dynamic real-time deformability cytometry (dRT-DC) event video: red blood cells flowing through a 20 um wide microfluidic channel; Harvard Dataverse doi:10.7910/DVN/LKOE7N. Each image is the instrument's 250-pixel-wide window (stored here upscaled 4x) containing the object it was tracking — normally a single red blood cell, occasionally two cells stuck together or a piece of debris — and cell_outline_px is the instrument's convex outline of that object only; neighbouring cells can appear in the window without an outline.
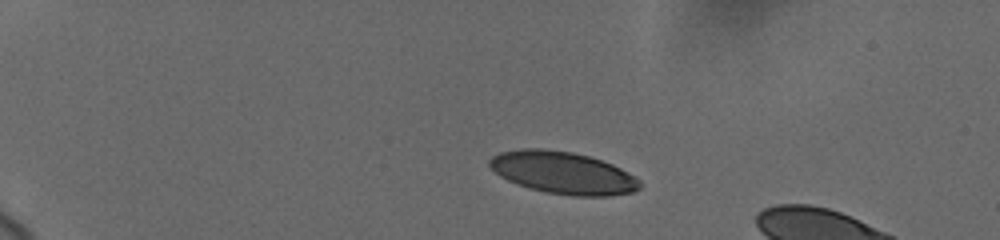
{"species": "human", "species_latin": "Homo sapiens", "temperature_condition": "cold", "stored_images_in_passage": 19, "camera_frame_rate_fps": 3000, "um_per_image_px": 0.085, "donor": {"sex": "female"}, "frame": {"image": 1, "passage_image": 3, "time_ms": 2.0, "image_size_px": [1000, 240], "cell_outline_px": [[640, 188], [632, 192], [608, 196], [572, 196], [548, 192], [528, 188], [516, 184], [500, 176], [488, 164], [488, 160], [492, 156], [500, 152], [520, 148], [544, 148], [572, 152], [588, 156], [612, 164], [628, 172], [640, 180]], "centroid_in_image_um": [47.83, 14.68], "position_along_channel_um": 37.2, "area_um2": 36.99}}
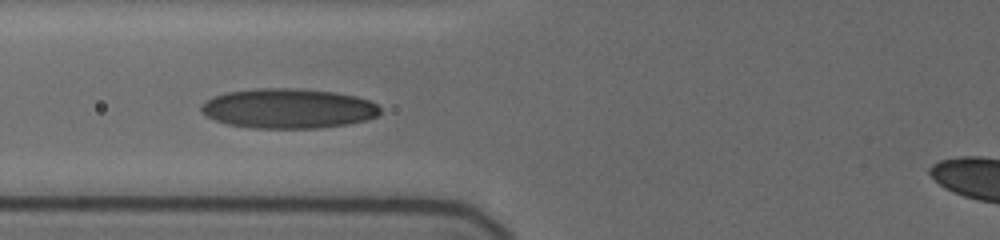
{"frame": {"image": 2, "passage_image": 9, "time_ms": 6.0, "image_size_px": [1000, 240], "cell_outline_px": [[380, 112], [376, 116], [364, 120], [348, 124], [320, 128], [252, 128], [228, 124], [216, 120], [200, 112], [200, 104], [212, 96], [224, 92], [256, 88], [296, 88], [332, 92], [356, 96], [368, 100], [376, 104], [380, 108]], "centroid_in_image_um": [24.45, 9.21], "position_along_channel_um": 101.4, "area_um2": 41.62}}
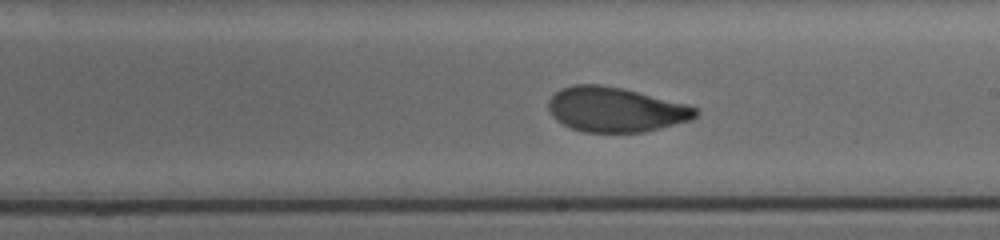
{"frame": {"image": 3, "passage_image": 17, "time_ms": 9.667, "image_size_px": [1000, 240], "cell_outline_px": [[700, 112], [692, 120], [644, 132], [584, 132], [572, 128], [556, 120], [552, 116], [548, 108], [548, 100], [560, 88], [572, 84], [600, 84], [624, 88], [688, 104], [696, 108]], "centroid_in_image_um": [52.33, 9.3], "position_along_channel_um": 236.7, "area_um2": 38.67}}